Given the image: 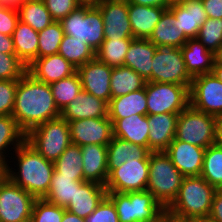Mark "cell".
<instances>
[{
	"label": "cell",
	"mask_w": 222,
	"mask_h": 222,
	"mask_svg": "<svg viewBox=\"0 0 222 222\" xmlns=\"http://www.w3.org/2000/svg\"><path fill=\"white\" fill-rule=\"evenodd\" d=\"M52 95L60 111H62L82 90L81 80L76 72L70 77L50 84Z\"/></svg>",
	"instance_id": "39"
},
{
	"label": "cell",
	"mask_w": 222,
	"mask_h": 222,
	"mask_svg": "<svg viewBox=\"0 0 222 222\" xmlns=\"http://www.w3.org/2000/svg\"><path fill=\"white\" fill-rule=\"evenodd\" d=\"M18 21V11L0 6V33L12 36Z\"/></svg>",
	"instance_id": "48"
},
{
	"label": "cell",
	"mask_w": 222,
	"mask_h": 222,
	"mask_svg": "<svg viewBox=\"0 0 222 222\" xmlns=\"http://www.w3.org/2000/svg\"><path fill=\"white\" fill-rule=\"evenodd\" d=\"M216 190L201 176L184 177L177 197L167 210L184 218L207 219Z\"/></svg>",
	"instance_id": "3"
},
{
	"label": "cell",
	"mask_w": 222,
	"mask_h": 222,
	"mask_svg": "<svg viewBox=\"0 0 222 222\" xmlns=\"http://www.w3.org/2000/svg\"><path fill=\"white\" fill-rule=\"evenodd\" d=\"M86 222H119L113 202L106 196L86 219Z\"/></svg>",
	"instance_id": "46"
},
{
	"label": "cell",
	"mask_w": 222,
	"mask_h": 222,
	"mask_svg": "<svg viewBox=\"0 0 222 222\" xmlns=\"http://www.w3.org/2000/svg\"><path fill=\"white\" fill-rule=\"evenodd\" d=\"M82 90L109 103L111 96L110 79L112 68L96 57L77 68Z\"/></svg>",
	"instance_id": "15"
},
{
	"label": "cell",
	"mask_w": 222,
	"mask_h": 222,
	"mask_svg": "<svg viewBox=\"0 0 222 222\" xmlns=\"http://www.w3.org/2000/svg\"><path fill=\"white\" fill-rule=\"evenodd\" d=\"M65 35L86 42L95 51L105 40L103 17L98 6H79L61 21Z\"/></svg>",
	"instance_id": "6"
},
{
	"label": "cell",
	"mask_w": 222,
	"mask_h": 222,
	"mask_svg": "<svg viewBox=\"0 0 222 222\" xmlns=\"http://www.w3.org/2000/svg\"><path fill=\"white\" fill-rule=\"evenodd\" d=\"M190 94V105L201 112L222 116V82L213 73L193 77Z\"/></svg>",
	"instance_id": "12"
},
{
	"label": "cell",
	"mask_w": 222,
	"mask_h": 222,
	"mask_svg": "<svg viewBox=\"0 0 222 222\" xmlns=\"http://www.w3.org/2000/svg\"><path fill=\"white\" fill-rule=\"evenodd\" d=\"M215 145L222 147V116L216 118Z\"/></svg>",
	"instance_id": "54"
},
{
	"label": "cell",
	"mask_w": 222,
	"mask_h": 222,
	"mask_svg": "<svg viewBox=\"0 0 222 222\" xmlns=\"http://www.w3.org/2000/svg\"><path fill=\"white\" fill-rule=\"evenodd\" d=\"M151 151L144 146L134 144L113 136L107 145L108 175L129 160H149Z\"/></svg>",
	"instance_id": "28"
},
{
	"label": "cell",
	"mask_w": 222,
	"mask_h": 222,
	"mask_svg": "<svg viewBox=\"0 0 222 222\" xmlns=\"http://www.w3.org/2000/svg\"><path fill=\"white\" fill-rule=\"evenodd\" d=\"M146 80L133 69L122 65L112 68L110 90L112 98L138 91L145 87Z\"/></svg>",
	"instance_id": "34"
},
{
	"label": "cell",
	"mask_w": 222,
	"mask_h": 222,
	"mask_svg": "<svg viewBox=\"0 0 222 222\" xmlns=\"http://www.w3.org/2000/svg\"><path fill=\"white\" fill-rule=\"evenodd\" d=\"M176 18L174 25L189 38H197L200 26L208 18L201 0H186L168 8Z\"/></svg>",
	"instance_id": "19"
},
{
	"label": "cell",
	"mask_w": 222,
	"mask_h": 222,
	"mask_svg": "<svg viewBox=\"0 0 222 222\" xmlns=\"http://www.w3.org/2000/svg\"><path fill=\"white\" fill-rule=\"evenodd\" d=\"M25 141L46 160L55 162L72 144L69 124L61 116L31 129Z\"/></svg>",
	"instance_id": "5"
},
{
	"label": "cell",
	"mask_w": 222,
	"mask_h": 222,
	"mask_svg": "<svg viewBox=\"0 0 222 222\" xmlns=\"http://www.w3.org/2000/svg\"><path fill=\"white\" fill-rule=\"evenodd\" d=\"M12 38L15 54L28 67L38 58V32L19 20Z\"/></svg>",
	"instance_id": "31"
},
{
	"label": "cell",
	"mask_w": 222,
	"mask_h": 222,
	"mask_svg": "<svg viewBox=\"0 0 222 222\" xmlns=\"http://www.w3.org/2000/svg\"><path fill=\"white\" fill-rule=\"evenodd\" d=\"M181 48L157 47L152 59L151 82L174 83L187 86L192 84Z\"/></svg>",
	"instance_id": "11"
},
{
	"label": "cell",
	"mask_w": 222,
	"mask_h": 222,
	"mask_svg": "<svg viewBox=\"0 0 222 222\" xmlns=\"http://www.w3.org/2000/svg\"><path fill=\"white\" fill-rule=\"evenodd\" d=\"M18 12L19 20L37 32L54 22L42 0L25 1Z\"/></svg>",
	"instance_id": "37"
},
{
	"label": "cell",
	"mask_w": 222,
	"mask_h": 222,
	"mask_svg": "<svg viewBox=\"0 0 222 222\" xmlns=\"http://www.w3.org/2000/svg\"><path fill=\"white\" fill-rule=\"evenodd\" d=\"M52 18L60 22L72 11L81 6L77 0H42Z\"/></svg>",
	"instance_id": "47"
},
{
	"label": "cell",
	"mask_w": 222,
	"mask_h": 222,
	"mask_svg": "<svg viewBox=\"0 0 222 222\" xmlns=\"http://www.w3.org/2000/svg\"><path fill=\"white\" fill-rule=\"evenodd\" d=\"M68 124L71 143L74 145L107 146L113 138V124L109 117L78 119Z\"/></svg>",
	"instance_id": "14"
},
{
	"label": "cell",
	"mask_w": 222,
	"mask_h": 222,
	"mask_svg": "<svg viewBox=\"0 0 222 222\" xmlns=\"http://www.w3.org/2000/svg\"><path fill=\"white\" fill-rule=\"evenodd\" d=\"M184 176L173 165L164 152L149 154V177L146 190L153 194L155 200L167 209L177 197Z\"/></svg>",
	"instance_id": "4"
},
{
	"label": "cell",
	"mask_w": 222,
	"mask_h": 222,
	"mask_svg": "<svg viewBox=\"0 0 222 222\" xmlns=\"http://www.w3.org/2000/svg\"><path fill=\"white\" fill-rule=\"evenodd\" d=\"M166 222H193V219L174 215L166 209Z\"/></svg>",
	"instance_id": "55"
},
{
	"label": "cell",
	"mask_w": 222,
	"mask_h": 222,
	"mask_svg": "<svg viewBox=\"0 0 222 222\" xmlns=\"http://www.w3.org/2000/svg\"><path fill=\"white\" fill-rule=\"evenodd\" d=\"M171 5L173 4H181L186 0H168Z\"/></svg>",
	"instance_id": "61"
},
{
	"label": "cell",
	"mask_w": 222,
	"mask_h": 222,
	"mask_svg": "<svg viewBox=\"0 0 222 222\" xmlns=\"http://www.w3.org/2000/svg\"><path fill=\"white\" fill-rule=\"evenodd\" d=\"M216 118L189 105L179 113L175 139L206 149L215 142Z\"/></svg>",
	"instance_id": "8"
},
{
	"label": "cell",
	"mask_w": 222,
	"mask_h": 222,
	"mask_svg": "<svg viewBox=\"0 0 222 222\" xmlns=\"http://www.w3.org/2000/svg\"><path fill=\"white\" fill-rule=\"evenodd\" d=\"M105 39L133 38L127 0H104L100 5Z\"/></svg>",
	"instance_id": "16"
},
{
	"label": "cell",
	"mask_w": 222,
	"mask_h": 222,
	"mask_svg": "<svg viewBox=\"0 0 222 222\" xmlns=\"http://www.w3.org/2000/svg\"><path fill=\"white\" fill-rule=\"evenodd\" d=\"M148 115H131L113 124V136L148 148Z\"/></svg>",
	"instance_id": "29"
},
{
	"label": "cell",
	"mask_w": 222,
	"mask_h": 222,
	"mask_svg": "<svg viewBox=\"0 0 222 222\" xmlns=\"http://www.w3.org/2000/svg\"><path fill=\"white\" fill-rule=\"evenodd\" d=\"M61 222H86L85 219L78 217L75 214L65 210Z\"/></svg>",
	"instance_id": "56"
},
{
	"label": "cell",
	"mask_w": 222,
	"mask_h": 222,
	"mask_svg": "<svg viewBox=\"0 0 222 222\" xmlns=\"http://www.w3.org/2000/svg\"><path fill=\"white\" fill-rule=\"evenodd\" d=\"M214 65H222V44L213 53Z\"/></svg>",
	"instance_id": "57"
},
{
	"label": "cell",
	"mask_w": 222,
	"mask_h": 222,
	"mask_svg": "<svg viewBox=\"0 0 222 222\" xmlns=\"http://www.w3.org/2000/svg\"><path fill=\"white\" fill-rule=\"evenodd\" d=\"M175 22L176 18L173 13L166 9L148 40L157 47L181 48L189 38L184 31L178 30V27L174 25Z\"/></svg>",
	"instance_id": "30"
},
{
	"label": "cell",
	"mask_w": 222,
	"mask_h": 222,
	"mask_svg": "<svg viewBox=\"0 0 222 222\" xmlns=\"http://www.w3.org/2000/svg\"><path fill=\"white\" fill-rule=\"evenodd\" d=\"M78 3L82 6H98L100 5L104 0H77Z\"/></svg>",
	"instance_id": "58"
},
{
	"label": "cell",
	"mask_w": 222,
	"mask_h": 222,
	"mask_svg": "<svg viewBox=\"0 0 222 222\" xmlns=\"http://www.w3.org/2000/svg\"><path fill=\"white\" fill-rule=\"evenodd\" d=\"M27 72L35 79L51 84L72 76L77 68L58 53L35 59L27 67Z\"/></svg>",
	"instance_id": "18"
},
{
	"label": "cell",
	"mask_w": 222,
	"mask_h": 222,
	"mask_svg": "<svg viewBox=\"0 0 222 222\" xmlns=\"http://www.w3.org/2000/svg\"><path fill=\"white\" fill-rule=\"evenodd\" d=\"M131 4L143 5V6H153L168 9L171 4L168 0H127Z\"/></svg>",
	"instance_id": "52"
},
{
	"label": "cell",
	"mask_w": 222,
	"mask_h": 222,
	"mask_svg": "<svg viewBox=\"0 0 222 222\" xmlns=\"http://www.w3.org/2000/svg\"><path fill=\"white\" fill-rule=\"evenodd\" d=\"M83 182V177L61 176V174L54 169L48 193L43 199L51 204L66 208L70 200H73L75 189Z\"/></svg>",
	"instance_id": "32"
},
{
	"label": "cell",
	"mask_w": 222,
	"mask_h": 222,
	"mask_svg": "<svg viewBox=\"0 0 222 222\" xmlns=\"http://www.w3.org/2000/svg\"><path fill=\"white\" fill-rule=\"evenodd\" d=\"M134 38L105 39L95 52V57L111 68L124 65L128 48Z\"/></svg>",
	"instance_id": "36"
},
{
	"label": "cell",
	"mask_w": 222,
	"mask_h": 222,
	"mask_svg": "<svg viewBox=\"0 0 222 222\" xmlns=\"http://www.w3.org/2000/svg\"><path fill=\"white\" fill-rule=\"evenodd\" d=\"M197 39L214 53L222 44V19L207 18L200 26Z\"/></svg>",
	"instance_id": "42"
},
{
	"label": "cell",
	"mask_w": 222,
	"mask_h": 222,
	"mask_svg": "<svg viewBox=\"0 0 222 222\" xmlns=\"http://www.w3.org/2000/svg\"><path fill=\"white\" fill-rule=\"evenodd\" d=\"M36 198L0 174V222H30Z\"/></svg>",
	"instance_id": "10"
},
{
	"label": "cell",
	"mask_w": 222,
	"mask_h": 222,
	"mask_svg": "<svg viewBox=\"0 0 222 222\" xmlns=\"http://www.w3.org/2000/svg\"><path fill=\"white\" fill-rule=\"evenodd\" d=\"M131 115H147V95L145 87L126 95L111 98L108 103V117L114 124L118 119Z\"/></svg>",
	"instance_id": "25"
},
{
	"label": "cell",
	"mask_w": 222,
	"mask_h": 222,
	"mask_svg": "<svg viewBox=\"0 0 222 222\" xmlns=\"http://www.w3.org/2000/svg\"><path fill=\"white\" fill-rule=\"evenodd\" d=\"M107 197L115 205L119 222L151 221L165 210L147 190L127 193L107 192Z\"/></svg>",
	"instance_id": "7"
},
{
	"label": "cell",
	"mask_w": 222,
	"mask_h": 222,
	"mask_svg": "<svg viewBox=\"0 0 222 222\" xmlns=\"http://www.w3.org/2000/svg\"><path fill=\"white\" fill-rule=\"evenodd\" d=\"M18 80H0V115H11L15 104Z\"/></svg>",
	"instance_id": "45"
},
{
	"label": "cell",
	"mask_w": 222,
	"mask_h": 222,
	"mask_svg": "<svg viewBox=\"0 0 222 222\" xmlns=\"http://www.w3.org/2000/svg\"><path fill=\"white\" fill-rule=\"evenodd\" d=\"M200 176L216 189H222V147L213 144L205 149Z\"/></svg>",
	"instance_id": "38"
},
{
	"label": "cell",
	"mask_w": 222,
	"mask_h": 222,
	"mask_svg": "<svg viewBox=\"0 0 222 222\" xmlns=\"http://www.w3.org/2000/svg\"><path fill=\"white\" fill-rule=\"evenodd\" d=\"M95 50L86 42L64 35L58 53L76 68L95 58Z\"/></svg>",
	"instance_id": "35"
},
{
	"label": "cell",
	"mask_w": 222,
	"mask_h": 222,
	"mask_svg": "<svg viewBox=\"0 0 222 222\" xmlns=\"http://www.w3.org/2000/svg\"><path fill=\"white\" fill-rule=\"evenodd\" d=\"M179 114L161 113L148 115V149L151 152L165 151L174 140Z\"/></svg>",
	"instance_id": "21"
},
{
	"label": "cell",
	"mask_w": 222,
	"mask_h": 222,
	"mask_svg": "<svg viewBox=\"0 0 222 222\" xmlns=\"http://www.w3.org/2000/svg\"><path fill=\"white\" fill-rule=\"evenodd\" d=\"M207 219L212 222H222V189H217L214 193L210 214Z\"/></svg>",
	"instance_id": "49"
},
{
	"label": "cell",
	"mask_w": 222,
	"mask_h": 222,
	"mask_svg": "<svg viewBox=\"0 0 222 222\" xmlns=\"http://www.w3.org/2000/svg\"><path fill=\"white\" fill-rule=\"evenodd\" d=\"M25 138L26 134L20 129V127L17 125L16 120L11 115H0V167L1 168H3L9 161L8 158H6V157L10 158L8 152L12 151L13 149L14 150L17 149L18 146H20L25 141Z\"/></svg>",
	"instance_id": "33"
},
{
	"label": "cell",
	"mask_w": 222,
	"mask_h": 222,
	"mask_svg": "<svg viewBox=\"0 0 222 222\" xmlns=\"http://www.w3.org/2000/svg\"><path fill=\"white\" fill-rule=\"evenodd\" d=\"M0 52L5 54H15L12 36L0 33Z\"/></svg>",
	"instance_id": "51"
},
{
	"label": "cell",
	"mask_w": 222,
	"mask_h": 222,
	"mask_svg": "<svg viewBox=\"0 0 222 222\" xmlns=\"http://www.w3.org/2000/svg\"><path fill=\"white\" fill-rule=\"evenodd\" d=\"M149 177V160H129L109 175L105 188L107 192L144 191Z\"/></svg>",
	"instance_id": "13"
},
{
	"label": "cell",
	"mask_w": 222,
	"mask_h": 222,
	"mask_svg": "<svg viewBox=\"0 0 222 222\" xmlns=\"http://www.w3.org/2000/svg\"><path fill=\"white\" fill-rule=\"evenodd\" d=\"M84 181L96 182L105 186L108 179L107 146L91 144L80 146Z\"/></svg>",
	"instance_id": "23"
},
{
	"label": "cell",
	"mask_w": 222,
	"mask_h": 222,
	"mask_svg": "<svg viewBox=\"0 0 222 222\" xmlns=\"http://www.w3.org/2000/svg\"><path fill=\"white\" fill-rule=\"evenodd\" d=\"M26 72V65L16 54L0 52V80H19Z\"/></svg>",
	"instance_id": "44"
},
{
	"label": "cell",
	"mask_w": 222,
	"mask_h": 222,
	"mask_svg": "<svg viewBox=\"0 0 222 222\" xmlns=\"http://www.w3.org/2000/svg\"><path fill=\"white\" fill-rule=\"evenodd\" d=\"M50 84L35 79L26 72L18 80L12 117L27 134L31 129L60 117Z\"/></svg>",
	"instance_id": "1"
},
{
	"label": "cell",
	"mask_w": 222,
	"mask_h": 222,
	"mask_svg": "<svg viewBox=\"0 0 222 222\" xmlns=\"http://www.w3.org/2000/svg\"><path fill=\"white\" fill-rule=\"evenodd\" d=\"M107 196L105 186L96 182L84 181L75 189L73 200L65 208L72 214L86 219Z\"/></svg>",
	"instance_id": "22"
},
{
	"label": "cell",
	"mask_w": 222,
	"mask_h": 222,
	"mask_svg": "<svg viewBox=\"0 0 222 222\" xmlns=\"http://www.w3.org/2000/svg\"><path fill=\"white\" fill-rule=\"evenodd\" d=\"M147 115L179 114L190 105L187 86L174 83L146 82Z\"/></svg>",
	"instance_id": "9"
},
{
	"label": "cell",
	"mask_w": 222,
	"mask_h": 222,
	"mask_svg": "<svg viewBox=\"0 0 222 222\" xmlns=\"http://www.w3.org/2000/svg\"><path fill=\"white\" fill-rule=\"evenodd\" d=\"M193 222H212V221L208 219H197V220L193 219Z\"/></svg>",
	"instance_id": "62"
},
{
	"label": "cell",
	"mask_w": 222,
	"mask_h": 222,
	"mask_svg": "<svg viewBox=\"0 0 222 222\" xmlns=\"http://www.w3.org/2000/svg\"><path fill=\"white\" fill-rule=\"evenodd\" d=\"M13 153L10 152V155H13L10 158L13 157L12 160H17L9 162H14V167L17 168L14 169L11 167L12 164L8 162L2 168V173L36 199H43L51 184L54 162L46 160L26 141L13 150Z\"/></svg>",
	"instance_id": "2"
},
{
	"label": "cell",
	"mask_w": 222,
	"mask_h": 222,
	"mask_svg": "<svg viewBox=\"0 0 222 222\" xmlns=\"http://www.w3.org/2000/svg\"><path fill=\"white\" fill-rule=\"evenodd\" d=\"M164 152L170 157L173 165L184 177L201 175L205 148L174 138Z\"/></svg>",
	"instance_id": "17"
},
{
	"label": "cell",
	"mask_w": 222,
	"mask_h": 222,
	"mask_svg": "<svg viewBox=\"0 0 222 222\" xmlns=\"http://www.w3.org/2000/svg\"><path fill=\"white\" fill-rule=\"evenodd\" d=\"M65 33L61 23L54 21L51 25L38 32V58L58 54L59 45Z\"/></svg>",
	"instance_id": "41"
},
{
	"label": "cell",
	"mask_w": 222,
	"mask_h": 222,
	"mask_svg": "<svg viewBox=\"0 0 222 222\" xmlns=\"http://www.w3.org/2000/svg\"><path fill=\"white\" fill-rule=\"evenodd\" d=\"M208 18L222 19V0H201Z\"/></svg>",
	"instance_id": "50"
},
{
	"label": "cell",
	"mask_w": 222,
	"mask_h": 222,
	"mask_svg": "<svg viewBox=\"0 0 222 222\" xmlns=\"http://www.w3.org/2000/svg\"><path fill=\"white\" fill-rule=\"evenodd\" d=\"M66 209L44 199H36L30 222H61Z\"/></svg>",
	"instance_id": "43"
},
{
	"label": "cell",
	"mask_w": 222,
	"mask_h": 222,
	"mask_svg": "<svg viewBox=\"0 0 222 222\" xmlns=\"http://www.w3.org/2000/svg\"><path fill=\"white\" fill-rule=\"evenodd\" d=\"M24 2V0H0V6L19 11Z\"/></svg>",
	"instance_id": "53"
},
{
	"label": "cell",
	"mask_w": 222,
	"mask_h": 222,
	"mask_svg": "<svg viewBox=\"0 0 222 222\" xmlns=\"http://www.w3.org/2000/svg\"><path fill=\"white\" fill-rule=\"evenodd\" d=\"M212 73L222 82V65H213Z\"/></svg>",
	"instance_id": "59"
},
{
	"label": "cell",
	"mask_w": 222,
	"mask_h": 222,
	"mask_svg": "<svg viewBox=\"0 0 222 222\" xmlns=\"http://www.w3.org/2000/svg\"><path fill=\"white\" fill-rule=\"evenodd\" d=\"M157 46L148 39L134 38L128 48L124 65L151 82L152 59Z\"/></svg>",
	"instance_id": "24"
},
{
	"label": "cell",
	"mask_w": 222,
	"mask_h": 222,
	"mask_svg": "<svg viewBox=\"0 0 222 222\" xmlns=\"http://www.w3.org/2000/svg\"><path fill=\"white\" fill-rule=\"evenodd\" d=\"M60 116L67 122L108 117V103L81 90L78 96L61 111Z\"/></svg>",
	"instance_id": "20"
},
{
	"label": "cell",
	"mask_w": 222,
	"mask_h": 222,
	"mask_svg": "<svg viewBox=\"0 0 222 222\" xmlns=\"http://www.w3.org/2000/svg\"><path fill=\"white\" fill-rule=\"evenodd\" d=\"M166 8L143 6L128 2V15L133 38L148 39Z\"/></svg>",
	"instance_id": "27"
},
{
	"label": "cell",
	"mask_w": 222,
	"mask_h": 222,
	"mask_svg": "<svg viewBox=\"0 0 222 222\" xmlns=\"http://www.w3.org/2000/svg\"><path fill=\"white\" fill-rule=\"evenodd\" d=\"M146 222H166V209L157 216L154 220L146 221Z\"/></svg>",
	"instance_id": "60"
},
{
	"label": "cell",
	"mask_w": 222,
	"mask_h": 222,
	"mask_svg": "<svg viewBox=\"0 0 222 222\" xmlns=\"http://www.w3.org/2000/svg\"><path fill=\"white\" fill-rule=\"evenodd\" d=\"M186 70L193 78L212 73L214 65L213 52L208 50L197 38L188 39L181 47Z\"/></svg>",
	"instance_id": "26"
},
{
	"label": "cell",
	"mask_w": 222,
	"mask_h": 222,
	"mask_svg": "<svg viewBox=\"0 0 222 222\" xmlns=\"http://www.w3.org/2000/svg\"><path fill=\"white\" fill-rule=\"evenodd\" d=\"M82 152L80 146L70 144L54 162V169L67 177H83Z\"/></svg>",
	"instance_id": "40"
}]
</instances>
